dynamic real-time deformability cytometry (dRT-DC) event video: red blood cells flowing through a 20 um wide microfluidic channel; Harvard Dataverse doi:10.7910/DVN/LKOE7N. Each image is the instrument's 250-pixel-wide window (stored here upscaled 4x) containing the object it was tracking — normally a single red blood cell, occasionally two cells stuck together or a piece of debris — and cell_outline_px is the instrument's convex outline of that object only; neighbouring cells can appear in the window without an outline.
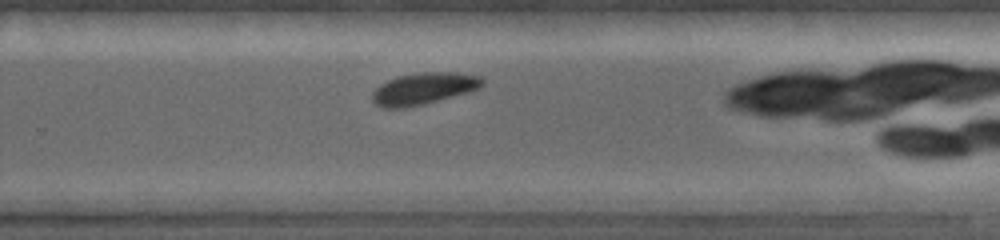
{"species": "common noctule bat (a hibernating species)", "species_latin": "Nyctalus noctula", "temperature_condition": "warm", "stored_images_in_passage": 20, "camera_frame_rate_fps": 5000, "um_per_image_px": 0.085, "animal": {"sex": "female", "body_mass_g": 19.0, "forearm_length_mm": 53.3}, "frame": {"image": 1, "passage_image": 17, "time_ms": 4.6, "image_size_px": [1000, 240], "cell_outline_px": [[484, 80], [476, 88], [468, 92], [400, 108], [384, 108], [376, 104], [372, 100], [372, 92], [380, 84], [396, 76], [420, 72], [452, 72], [480, 76]], "centroid_in_image_um": [35.94, 7.5], "position_along_channel_um": 293.9, "area_um2": 19.71}}